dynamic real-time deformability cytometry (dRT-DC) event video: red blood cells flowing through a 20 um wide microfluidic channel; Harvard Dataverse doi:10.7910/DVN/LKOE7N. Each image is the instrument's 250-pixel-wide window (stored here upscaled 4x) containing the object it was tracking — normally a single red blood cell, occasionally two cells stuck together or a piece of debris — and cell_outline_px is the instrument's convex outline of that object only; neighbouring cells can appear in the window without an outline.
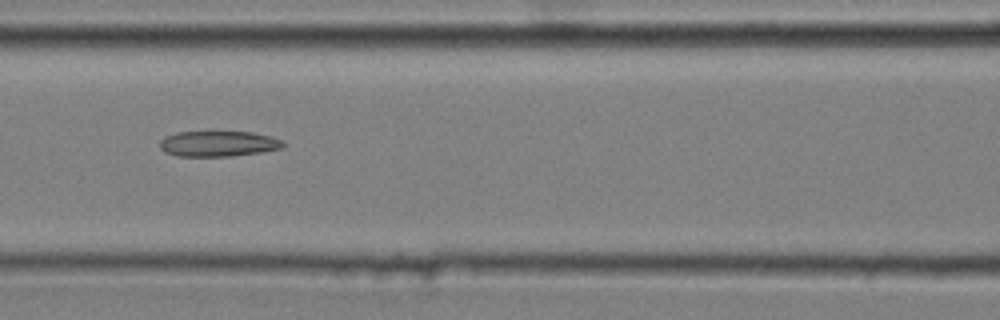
{"species": "common noctule bat (a hibernating species)", "species_latin": "Nyctalus noctula", "temperature_condition": "cold", "stored_images_in_passage": 4, "camera_frame_rate_fps": 3000, "um_per_image_px": 0.085, "animal": {"sex": "male", "body_mass_g": 20.4}, "frame": {"image": 1, "passage_image": 3, "time_ms": 0.667, "image_size_px": [1000, 320], "cell_outline_px": [[288, 144], [284, 148], [260, 152], [232, 156], [176, 156], [164, 152], [160, 148], [160, 140], [164, 136], [176, 132], [252, 132], [272, 136], [284, 140]], "centroid_in_image_um": [18.6, 12.21], "position_along_channel_um": 148.0, "area_um2": 18.67}}
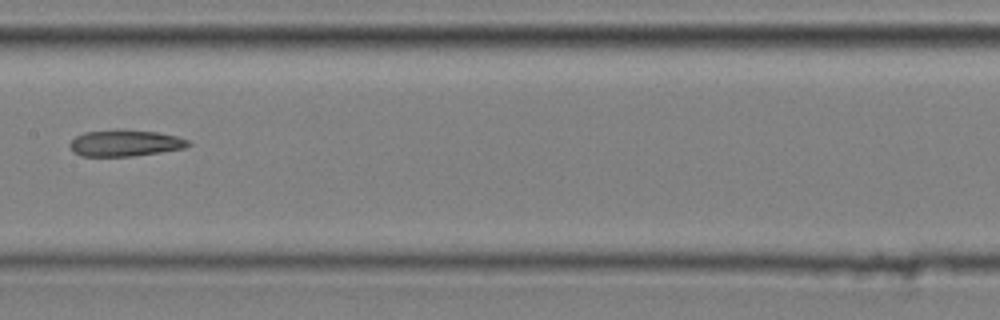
{"frame": {"image": 2, "passage_image": 4, "time_ms": 1.0, "image_size_px": [1000, 320], "cell_outline_px": [[192, 144], [184, 148], [160, 152], [132, 156], [80, 156], [72, 152], [68, 144], [76, 136], [84, 132], [120, 128], [124, 128], [156, 132], [176, 136], [188, 140]], "centroid_in_image_um": [10.59, 12.14], "position_along_channel_um": 196.8, "area_um2": 18.55}}